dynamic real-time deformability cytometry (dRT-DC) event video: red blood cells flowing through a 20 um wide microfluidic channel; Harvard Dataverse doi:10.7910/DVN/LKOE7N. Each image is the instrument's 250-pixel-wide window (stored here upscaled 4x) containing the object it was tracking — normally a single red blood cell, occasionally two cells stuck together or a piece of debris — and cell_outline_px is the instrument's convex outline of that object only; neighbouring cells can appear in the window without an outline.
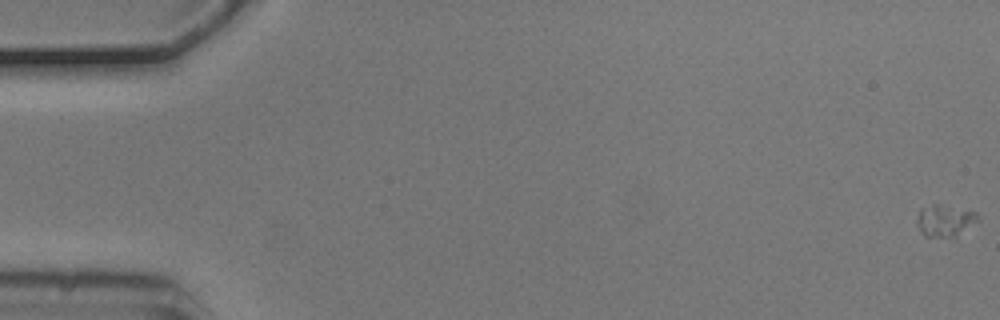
{"species": "common noctule bat (a hibernating species)", "species_latin": "Nyctalus noctula", "temperature_condition": "cold", "stored_images_in_passage": 6, "camera_frame_rate_fps": 3000, "um_per_image_px": 0.085, "animal": {"sex": "male", "body_mass_g": 20.5, "forearm_length_mm": 52.5}, "frame": {"image": 1, "passage_image": 1, "time_ms": 0.0, "image_size_px": [1000, 320], "cell_outline_px": [[976, 220], [956, 240], [924, 236], [920, 232], [916, 224], [916, 220], [920, 208], [932, 204], [936, 204], [976, 212]], "centroid_in_image_um": [80.25, 18.82], "position_along_channel_um": 4.7, "area_um2": 11.56}}
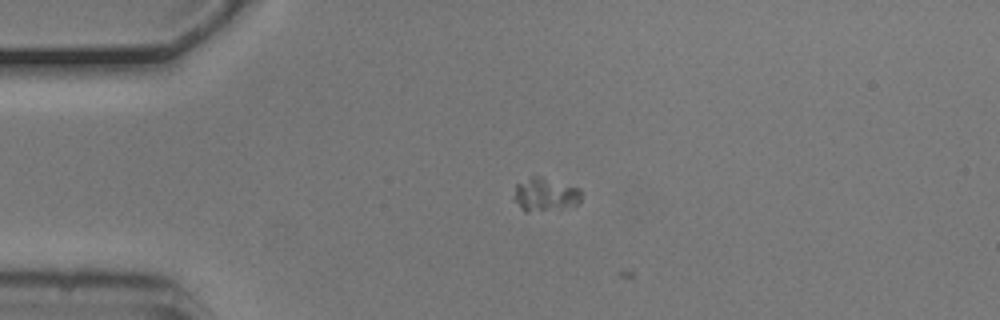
{"frame": {"image": 2, "passage_image": 4, "time_ms": 1.0, "image_size_px": [1000, 320], "cell_outline_px": [[580, 200], [576, 204], [528, 212], [524, 212], [512, 200], [512, 196], [516, 184], [532, 176], [540, 176], [580, 188]], "centroid_in_image_um": [46.25, 16.51], "position_along_channel_um": 38.8, "area_um2": 12.89}}